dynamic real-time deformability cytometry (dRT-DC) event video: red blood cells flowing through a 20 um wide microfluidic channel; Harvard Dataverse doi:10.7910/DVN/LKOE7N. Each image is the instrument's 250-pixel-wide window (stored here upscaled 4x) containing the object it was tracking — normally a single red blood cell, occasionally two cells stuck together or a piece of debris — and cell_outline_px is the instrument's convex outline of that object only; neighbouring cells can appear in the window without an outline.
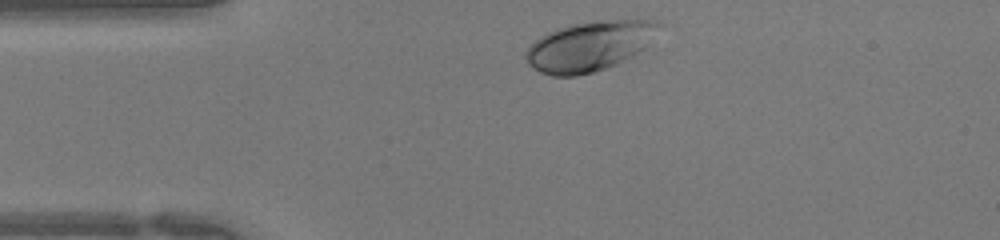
{"species": "human", "species_latin": "Homo sapiens", "temperature_condition": "warm", "stored_images_in_passage": 28, "camera_frame_rate_fps": 3000, "um_per_image_px": 0.085, "donor": {"sex": "female"}, "frame": {"image": 1, "passage_image": 1, "time_ms": 0.0, "image_size_px": [1000, 240], "cell_outline_px": [[660, 24], [648, 44], [644, 48], [632, 56], [616, 64], [592, 72], [576, 76], [552, 76], [540, 72], [532, 68], [528, 64], [524, 56], [524, 52], [540, 36], [556, 28], [572, 24], [608, 20], [660, 20]], "centroid_in_image_um": [50.06, 3.93], "position_along_channel_um": 34.9, "area_um2": 38.32}}
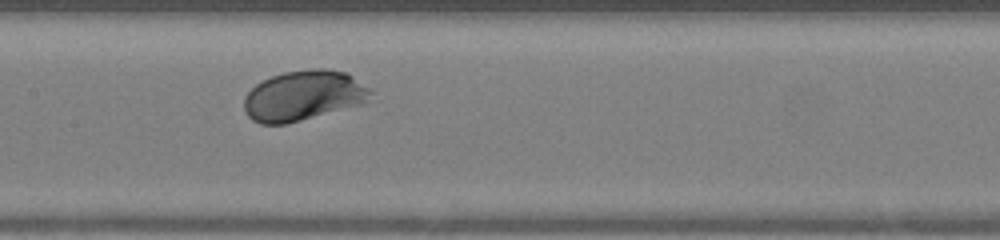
{"frame": {"image": 2, "passage_image": 13, "time_ms": 4.0, "image_size_px": [1000, 240], "cell_outline_px": [[372, 92], [368, 100], [360, 104], [300, 120], [284, 124], [260, 124], [252, 120], [244, 112], [244, 96], [256, 84], [272, 76], [284, 72], [316, 68], [324, 68], [344, 72], [352, 76], [368, 88]], "centroid_in_image_um": [25.75, 8.13], "position_along_channel_um": 181.7, "area_um2": 36.53}}
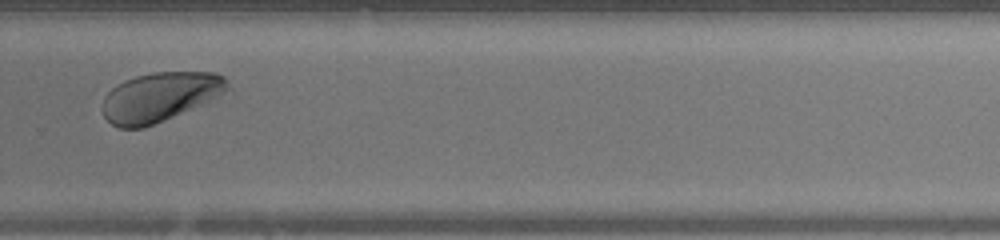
{"frame": {"image": 3, "passage_image": 22, "time_ms": 7.0, "image_size_px": [1000, 240], "cell_outline_px": [[228, 88], [224, 92], [208, 100], [172, 116], [144, 128], [120, 128], [112, 124], [104, 116], [104, 96], [116, 84], [124, 80], [136, 76], [152, 72], [212, 72], [224, 76], [228, 80]], "centroid_in_image_um": [13.55, 8.22], "position_along_channel_um": 316.3, "area_um2": 35.14}}